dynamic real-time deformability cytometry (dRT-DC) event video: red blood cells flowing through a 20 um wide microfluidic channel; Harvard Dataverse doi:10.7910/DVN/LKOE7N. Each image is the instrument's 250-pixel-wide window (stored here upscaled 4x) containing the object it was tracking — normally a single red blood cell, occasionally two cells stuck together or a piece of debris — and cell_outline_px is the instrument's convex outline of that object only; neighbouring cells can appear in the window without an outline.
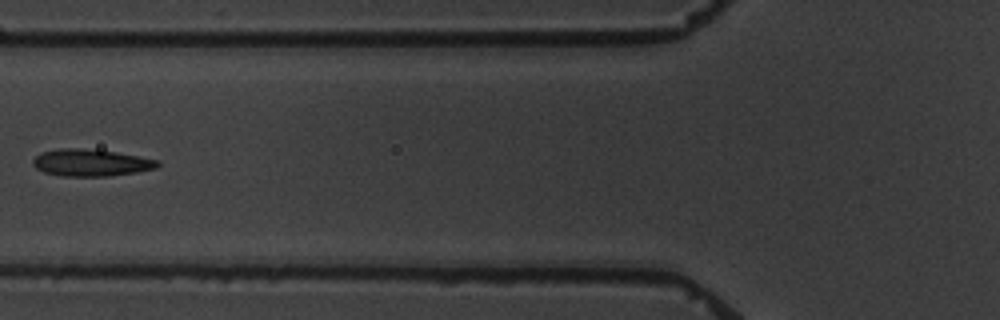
{"species": "common noctule bat (a hibernating species)", "species_latin": "Nyctalus noctula", "temperature_condition": "warm", "stored_images_in_passage": 8, "camera_frame_rate_fps": 3000, "um_per_image_px": 0.085, "animal": {"sex": "male", "body_mass_g": 19.5, "forearm_length_mm": 54.6}, "frame": {"image": 1, "passage_image": 6, "time_ms": 6.0, "image_size_px": [1000, 320], "cell_outline_px": [[160, 164], [156, 168], [136, 172], [108, 176], [60, 176], [44, 172], [36, 168], [32, 164], [32, 160], [40, 152], [60, 148], [80, 148], [116, 152], [160, 160]], "centroid_in_image_um": [7.71, 13.83], "position_along_channel_um": 118.1, "area_um2": 19.65}}
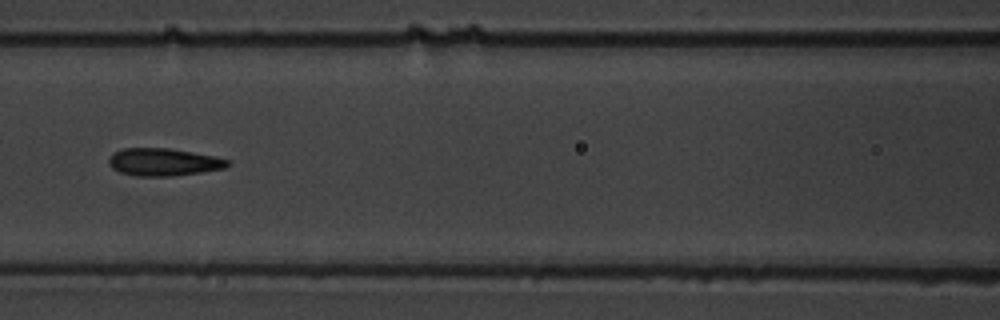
{"frame": {"image": 2, "passage_image": 7, "time_ms": 7.0, "image_size_px": [1000, 320], "cell_outline_px": [[232, 164], [224, 168], [200, 172], [172, 176], [136, 176], [120, 172], [112, 168], [108, 164], [108, 160], [112, 152], [120, 148], [168, 148], [216, 156], [228, 160]], "centroid_in_image_um": [13.87, 13.77], "position_along_channel_um": 152.7, "area_um2": 19.19}}
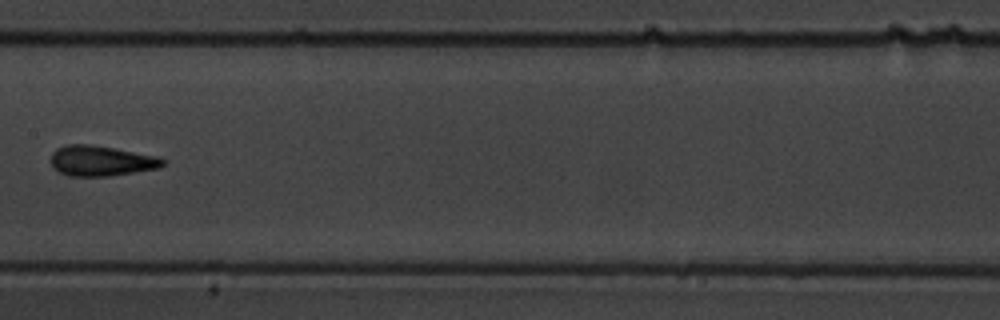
{"frame": {"image": 3, "passage_image": 8, "time_ms": 8.333, "image_size_px": [1000, 320], "cell_outline_px": [[164, 164], [160, 168], [108, 176], [68, 176], [60, 172], [52, 164], [52, 152], [56, 148], [68, 144], [88, 144], [112, 148], [156, 156], [164, 160]], "centroid_in_image_um": [8.58, 13.67], "position_along_channel_um": 198.8, "area_um2": 19.48}}